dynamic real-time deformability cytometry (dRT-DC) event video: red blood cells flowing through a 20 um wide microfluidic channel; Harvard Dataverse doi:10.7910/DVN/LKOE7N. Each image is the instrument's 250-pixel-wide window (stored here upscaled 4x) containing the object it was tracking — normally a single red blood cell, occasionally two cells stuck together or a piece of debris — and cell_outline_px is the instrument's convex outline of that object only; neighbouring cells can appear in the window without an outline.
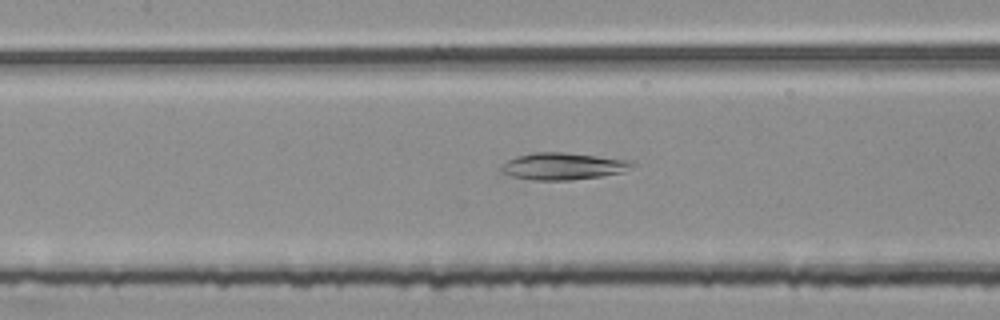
{"species": "common noctule bat (a hibernating species)", "species_latin": "Nyctalus noctula", "temperature_condition": "room temperature", "stored_images_in_passage": 38, "camera_frame_rate_fps": 3000, "um_per_image_px": 0.085, "animal": {"sex": "female", "body_mass_g": 25.1}, "frame": {"image": 1, "passage_image": 18, "time_ms": 5.667, "image_size_px": [1000, 320], "cell_outline_px": [[636, 164], [620, 172], [600, 176], [568, 180], [532, 180], [512, 176], [500, 172], [500, 164], [516, 156], [536, 152], [564, 152], [628, 160]], "centroid_in_image_um": [47.76, 14.12], "position_along_channel_um": 159.6, "area_um2": 20.35}}
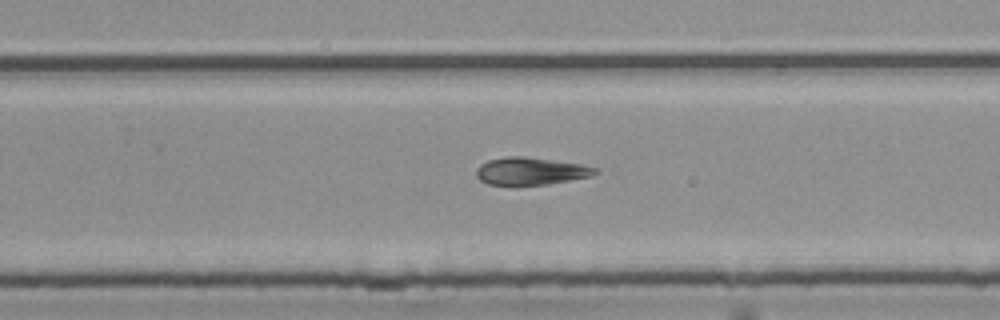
{"frame": {"image": 2, "passage_image": 28, "time_ms": 9.0, "image_size_px": [1000, 320], "cell_outline_px": [[596, 172], [592, 176], [548, 184], [516, 188], [512, 188], [488, 184], [480, 180], [476, 176], [476, 168], [480, 164], [488, 160], [504, 156], [524, 156], [580, 164], [596, 168]], "centroid_in_image_um": [45.01, 14.59], "position_along_channel_um": 284.8, "area_um2": 19.71}}
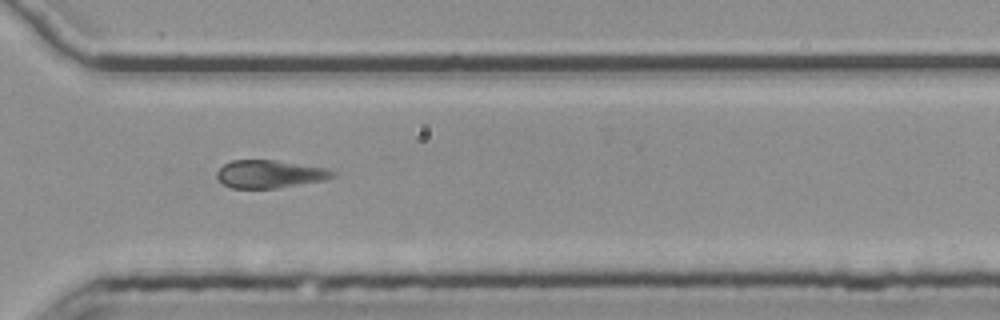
{"frame": {"image": 3, "passage_image": 33, "time_ms": 10.667, "image_size_px": [1000, 320], "cell_outline_px": [[340, 172], [336, 176], [324, 180], [280, 188], [232, 188], [224, 184], [216, 176], [216, 172], [224, 164], [232, 160], [276, 160], [328, 168]], "centroid_in_image_um": [23.0, 14.79], "position_along_channel_um": 347.6, "area_um2": 19.02}}